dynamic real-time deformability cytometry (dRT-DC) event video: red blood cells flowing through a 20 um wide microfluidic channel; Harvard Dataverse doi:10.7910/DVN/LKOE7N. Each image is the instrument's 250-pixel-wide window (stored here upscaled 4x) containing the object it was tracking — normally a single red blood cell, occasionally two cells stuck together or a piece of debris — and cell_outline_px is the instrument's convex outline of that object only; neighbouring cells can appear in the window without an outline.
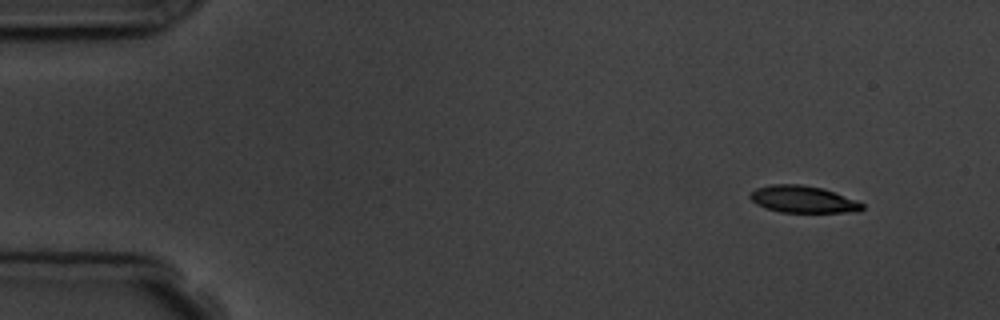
{"species": "common noctule bat (a hibernating species)", "species_latin": "Nyctalus noctula", "temperature_condition": "room temperature", "stored_images_in_passage": 10, "camera_frame_rate_fps": 3000, "um_per_image_px": 0.085, "animal": {"sex": "male", "body_mass_g": 19.5, "forearm_length_mm": 54.6}, "frame": {"image": 1, "passage_image": 1, "time_ms": 0.0, "image_size_px": [1000, 320], "cell_outline_px": [[864, 208], [860, 212], [780, 212], [764, 208], [756, 204], [748, 196], [756, 188], [772, 184], [800, 184], [824, 188], [856, 200], [864, 204]], "centroid_in_image_um": [68.27, 16.94], "position_along_channel_um": 16.7, "area_um2": 17.74}}
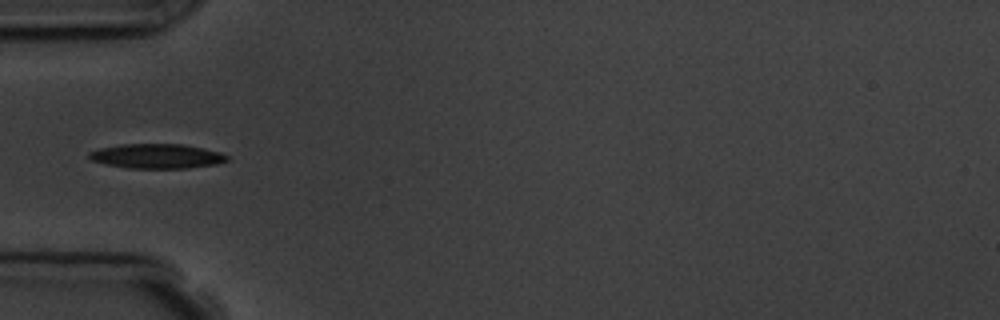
{"frame": {"image": 2, "passage_image": 4, "time_ms": 4.333, "image_size_px": [1000, 320], "cell_outline_px": [[228, 160], [216, 164], [188, 168], [128, 168], [108, 164], [92, 160], [88, 156], [88, 152], [100, 148], [124, 144], [184, 144], [204, 148], [220, 152], [228, 156]], "centroid_in_image_um": [13.36, 13.27], "position_along_channel_um": 71.6, "area_um2": 19.65}}
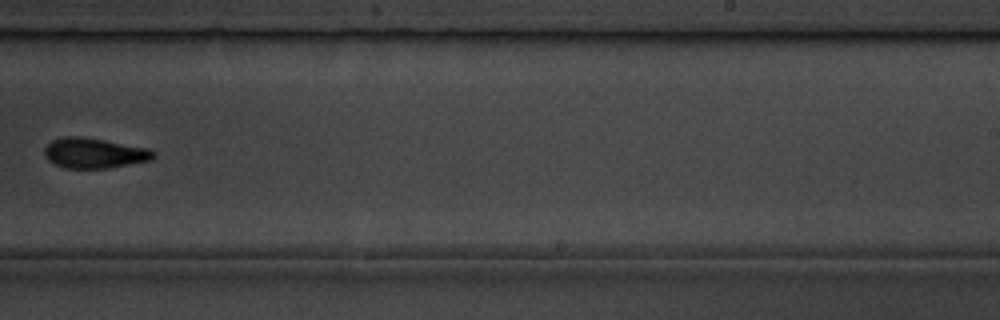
{"frame": {"image": 3, "passage_image": 9, "time_ms": 10.0, "image_size_px": [1000, 320], "cell_outline_px": [[156, 156], [152, 160], [108, 168], [64, 168], [52, 164], [44, 156], [44, 148], [52, 140], [64, 136], [80, 136], [104, 140], [148, 148], [156, 152]], "centroid_in_image_um": [7.99, 13.02], "position_along_channel_um": 281.0, "area_um2": 19.36}}